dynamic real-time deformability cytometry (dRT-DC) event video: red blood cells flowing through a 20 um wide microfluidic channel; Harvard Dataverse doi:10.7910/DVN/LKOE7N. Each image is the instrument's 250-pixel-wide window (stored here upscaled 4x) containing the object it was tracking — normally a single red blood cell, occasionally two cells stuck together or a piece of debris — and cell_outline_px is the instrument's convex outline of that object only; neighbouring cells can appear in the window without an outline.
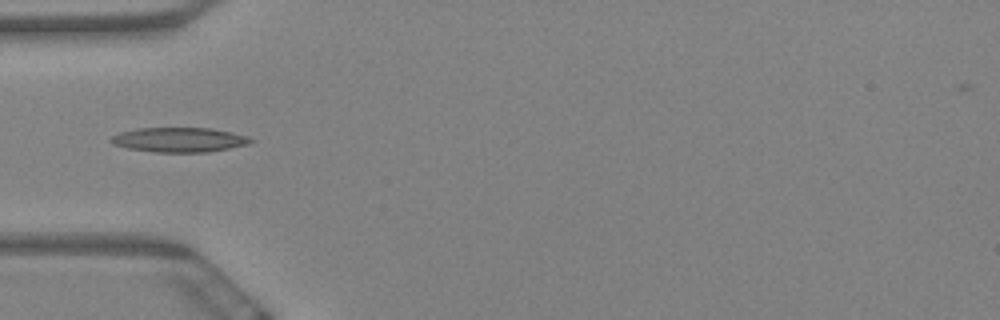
{"species": "Egyptian fruit bat (a non-hibernating species)", "species_latin": "Rousettus aegyptiacus", "temperature_condition": "warm", "stored_images_in_passage": 11, "camera_frame_rate_fps": 3000, "um_per_image_px": 0.085, "animal": {"sex": "female"}, "frame": {"image": 1, "passage_image": 5, "time_ms": 1.333, "image_size_px": [1000, 320], "cell_outline_px": [[252, 140], [248, 144], [208, 152], [156, 152], [128, 148], [112, 144], [108, 140], [112, 136], [120, 132], [136, 128], [212, 128], [248, 136]], "centroid_in_image_um": [15.19, 11.87], "position_along_channel_um": 69.8, "area_um2": 19.94}}
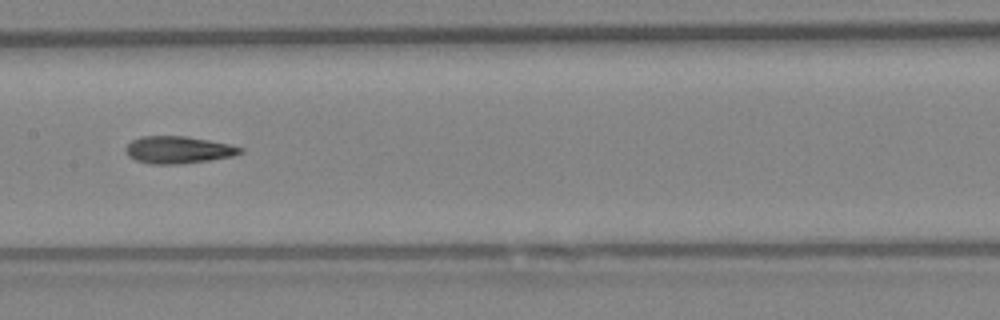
{"frame": {"image": 2, "passage_image": 8, "time_ms": 2.333, "image_size_px": [1000, 320], "cell_outline_px": [[244, 152], [232, 156], [208, 160], [180, 164], [148, 164], [136, 160], [128, 156], [124, 148], [132, 140], [140, 136], [188, 136], [228, 144], [244, 148]], "centroid_in_image_um": [15.13, 12.73], "position_along_channel_um": 192.3, "area_um2": 18.21}}
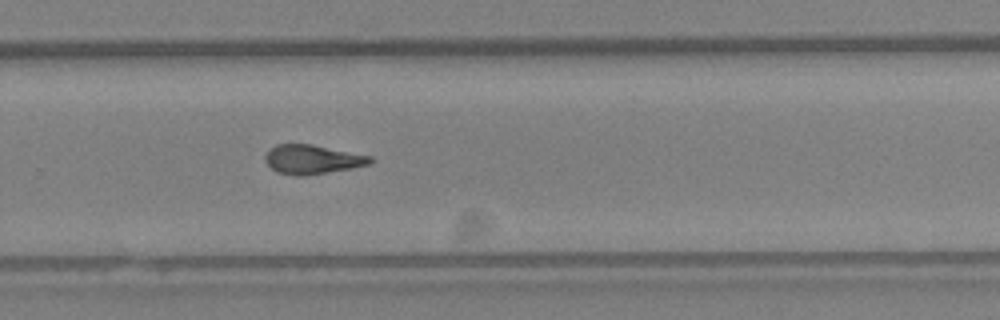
{"frame": {"image": 3, "passage_image": 11, "time_ms": 3.333, "image_size_px": [1000, 320], "cell_outline_px": [[372, 160], [368, 164], [352, 168], [308, 176], [296, 176], [276, 172], [264, 160], [264, 156], [268, 148], [276, 144], [312, 144], [372, 156]], "centroid_in_image_um": [26.5, 13.55], "position_along_channel_um": 303.3, "area_um2": 18.03}}